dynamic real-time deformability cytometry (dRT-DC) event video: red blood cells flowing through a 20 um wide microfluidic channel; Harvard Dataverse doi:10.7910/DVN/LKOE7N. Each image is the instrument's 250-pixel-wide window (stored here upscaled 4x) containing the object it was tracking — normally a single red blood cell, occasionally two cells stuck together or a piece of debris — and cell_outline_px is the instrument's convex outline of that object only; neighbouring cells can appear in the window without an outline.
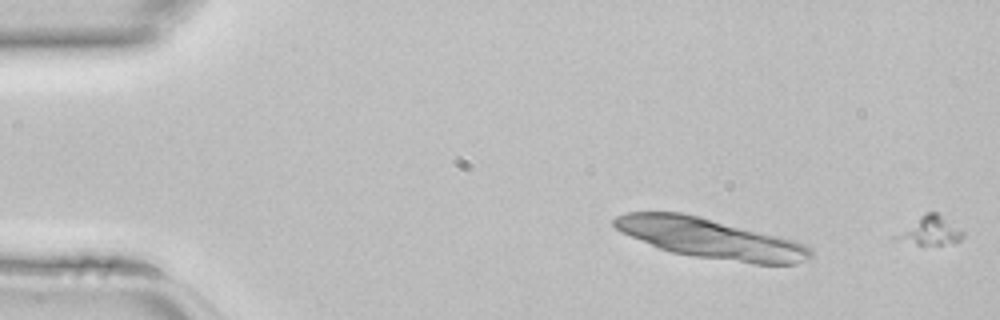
{"species": "common noctule bat (a hibernating species)", "species_latin": "Nyctalus noctula", "temperature_condition": "room temperature", "stored_images_in_passage": 5, "camera_frame_rate_fps": 3000, "um_per_image_px": 0.085, "animal": {"sex": "female", "body_mass_g": 22.7, "forearm_length_mm": 54.2}, "frame": {"image": 1, "passage_image": 5, "time_ms": 1.333, "image_size_px": [1000, 320], "cell_outline_px": [[964, 236], [960, 240], [940, 244], [916, 244], [892, 240], [892, 236], [920, 216], [928, 212], [936, 212], [964, 232]], "centroid_in_image_um": [79.0, 19.62], "position_along_channel_um": 6.0, "area_um2": 10.87}}